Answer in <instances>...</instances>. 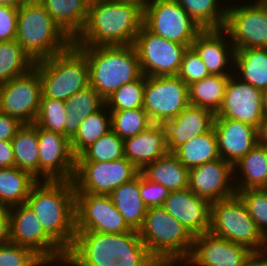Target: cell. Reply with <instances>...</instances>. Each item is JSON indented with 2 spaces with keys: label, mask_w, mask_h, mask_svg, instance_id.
I'll return each instance as SVG.
<instances>
[{
  "label": "cell",
  "mask_w": 267,
  "mask_h": 266,
  "mask_svg": "<svg viewBox=\"0 0 267 266\" xmlns=\"http://www.w3.org/2000/svg\"><path fill=\"white\" fill-rule=\"evenodd\" d=\"M143 25V10L131 3L91 0L76 47L133 45Z\"/></svg>",
  "instance_id": "obj_1"
},
{
  "label": "cell",
  "mask_w": 267,
  "mask_h": 266,
  "mask_svg": "<svg viewBox=\"0 0 267 266\" xmlns=\"http://www.w3.org/2000/svg\"><path fill=\"white\" fill-rule=\"evenodd\" d=\"M26 204L44 231L67 252L75 239V187L73 181L40 180L31 189Z\"/></svg>",
  "instance_id": "obj_2"
},
{
  "label": "cell",
  "mask_w": 267,
  "mask_h": 266,
  "mask_svg": "<svg viewBox=\"0 0 267 266\" xmlns=\"http://www.w3.org/2000/svg\"><path fill=\"white\" fill-rule=\"evenodd\" d=\"M15 40L34 62L62 53L73 44L39 0H26L18 8Z\"/></svg>",
  "instance_id": "obj_3"
},
{
  "label": "cell",
  "mask_w": 267,
  "mask_h": 266,
  "mask_svg": "<svg viewBox=\"0 0 267 266\" xmlns=\"http://www.w3.org/2000/svg\"><path fill=\"white\" fill-rule=\"evenodd\" d=\"M77 48L87 59L89 85L104 100L122 85L137 80L142 75L134 45Z\"/></svg>",
  "instance_id": "obj_4"
},
{
  "label": "cell",
  "mask_w": 267,
  "mask_h": 266,
  "mask_svg": "<svg viewBox=\"0 0 267 266\" xmlns=\"http://www.w3.org/2000/svg\"><path fill=\"white\" fill-rule=\"evenodd\" d=\"M138 233L161 266L183 263L192 252L194 237L163 207L147 209Z\"/></svg>",
  "instance_id": "obj_5"
},
{
  "label": "cell",
  "mask_w": 267,
  "mask_h": 266,
  "mask_svg": "<svg viewBox=\"0 0 267 266\" xmlns=\"http://www.w3.org/2000/svg\"><path fill=\"white\" fill-rule=\"evenodd\" d=\"M151 255L138 231L126 233L76 232L64 264L110 266L119 256Z\"/></svg>",
  "instance_id": "obj_6"
},
{
  "label": "cell",
  "mask_w": 267,
  "mask_h": 266,
  "mask_svg": "<svg viewBox=\"0 0 267 266\" xmlns=\"http://www.w3.org/2000/svg\"><path fill=\"white\" fill-rule=\"evenodd\" d=\"M41 82L42 96L66 101L89 86L86 56L72 44L67 50L34 63Z\"/></svg>",
  "instance_id": "obj_7"
},
{
  "label": "cell",
  "mask_w": 267,
  "mask_h": 266,
  "mask_svg": "<svg viewBox=\"0 0 267 266\" xmlns=\"http://www.w3.org/2000/svg\"><path fill=\"white\" fill-rule=\"evenodd\" d=\"M209 232L245 246L254 254L267 252V239L259 231L237 194L211 203Z\"/></svg>",
  "instance_id": "obj_8"
},
{
  "label": "cell",
  "mask_w": 267,
  "mask_h": 266,
  "mask_svg": "<svg viewBox=\"0 0 267 266\" xmlns=\"http://www.w3.org/2000/svg\"><path fill=\"white\" fill-rule=\"evenodd\" d=\"M143 25L150 32L188 48L203 30L175 0H150L143 10Z\"/></svg>",
  "instance_id": "obj_9"
},
{
  "label": "cell",
  "mask_w": 267,
  "mask_h": 266,
  "mask_svg": "<svg viewBox=\"0 0 267 266\" xmlns=\"http://www.w3.org/2000/svg\"><path fill=\"white\" fill-rule=\"evenodd\" d=\"M9 214L10 242L30 248L48 265L65 262L66 252L44 231L26 203L9 207Z\"/></svg>",
  "instance_id": "obj_10"
},
{
  "label": "cell",
  "mask_w": 267,
  "mask_h": 266,
  "mask_svg": "<svg viewBox=\"0 0 267 266\" xmlns=\"http://www.w3.org/2000/svg\"><path fill=\"white\" fill-rule=\"evenodd\" d=\"M138 168L125 157L110 162L76 161L73 184L75 193L109 195L139 174Z\"/></svg>",
  "instance_id": "obj_11"
},
{
  "label": "cell",
  "mask_w": 267,
  "mask_h": 266,
  "mask_svg": "<svg viewBox=\"0 0 267 266\" xmlns=\"http://www.w3.org/2000/svg\"><path fill=\"white\" fill-rule=\"evenodd\" d=\"M188 105V86L178 76H146L143 109L152 124L164 125Z\"/></svg>",
  "instance_id": "obj_12"
},
{
  "label": "cell",
  "mask_w": 267,
  "mask_h": 266,
  "mask_svg": "<svg viewBox=\"0 0 267 266\" xmlns=\"http://www.w3.org/2000/svg\"><path fill=\"white\" fill-rule=\"evenodd\" d=\"M133 45L142 74L152 77L177 76L183 55L188 49L186 45L168 41L150 32L144 25Z\"/></svg>",
  "instance_id": "obj_13"
},
{
  "label": "cell",
  "mask_w": 267,
  "mask_h": 266,
  "mask_svg": "<svg viewBox=\"0 0 267 266\" xmlns=\"http://www.w3.org/2000/svg\"><path fill=\"white\" fill-rule=\"evenodd\" d=\"M75 231L126 233L132 229L109 195L75 193Z\"/></svg>",
  "instance_id": "obj_14"
},
{
  "label": "cell",
  "mask_w": 267,
  "mask_h": 266,
  "mask_svg": "<svg viewBox=\"0 0 267 266\" xmlns=\"http://www.w3.org/2000/svg\"><path fill=\"white\" fill-rule=\"evenodd\" d=\"M42 91L38 71L32 68L27 74L0 85V112L33 124L38 115Z\"/></svg>",
  "instance_id": "obj_15"
},
{
  "label": "cell",
  "mask_w": 267,
  "mask_h": 266,
  "mask_svg": "<svg viewBox=\"0 0 267 266\" xmlns=\"http://www.w3.org/2000/svg\"><path fill=\"white\" fill-rule=\"evenodd\" d=\"M254 3L227 6L223 29L228 33L235 49L267 48V7L261 0Z\"/></svg>",
  "instance_id": "obj_16"
},
{
  "label": "cell",
  "mask_w": 267,
  "mask_h": 266,
  "mask_svg": "<svg viewBox=\"0 0 267 266\" xmlns=\"http://www.w3.org/2000/svg\"><path fill=\"white\" fill-rule=\"evenodd\" d=\"M39 145L40 181H72L75 174L76 157L73 155L70 140L56 132L37 126Z\"/></svg>",
  "instance_id": "obj_17"
},
{
  "label": "cell",
  "mask_w": 267,
  "mask_h": 266,
  "mask_svg": "<svg viewBox=\"0 0 267 266\" xmlns=\"http://www.w3.org/2000/svg\"><path fill=\"white\" fill-rule=\"evenodd\" d=\"M253 254L247 247L208 231L194 237L192 252L185 262L192 266H244Z\"/></svg>",
  "instance_id": "obj_18"
},
{
  "label": "cell",
  "mask_w": 267,
  "mask_h": 266,
  "mask_svg": "<svg viewBox=\"0 0 267 266\" xmlns=\"http://www.w3.org/2000/svg\"><path fill=\"white\" fill-rule=\"evenodd\" d=\"M229 76L221 108L215 116L238 120L257 128L264 116L262 90Z\"/></svg>",
  "instance_id": "obj_19"
},
{
  "label": "cell",
  "mask_w": 267,
  "mask_h": 266,
  "mask_svg": "<svg viewBox=\"0 0 267 266\" xmlns=\"http://www.w3.org/2000/svg\"><path fill=\"white\" fill-rule=\"evenodd\" d=\"M232 173L233 165L222 158L204 163L189 170L188 189L210 203L230 198L237 193Z\"/></svg>",
  "instance_id": "obj_20"
},
{
  "label": "cell",
  "mask_w": 267,
  "mask_h": 266,
  "mask_svg": "<svg viewBox=\"0 0 267 266\" xmlns=\"http://www.w3.org/2000/svg\"><path fill=\"white\" fill-rule=\"evenodd\" d=\"M163 208L179 221L193 237L209 231L211 203L198 197L188 188L170 191Z\"/></svg>",
  "instance_id": "obj_21"
},
{
  "label": "cell",
  "mask_w": 267,
  "mask_h": 266,
  "mask_svg": "<svg viewBox=\"0 0 267 266\" xmlns=\"http://www.w3.org/2000/svg\"><path fill=\"white\" fill-rule=\"evenodd\" d=\"M213 128L221 158L232 165L258 144L257 128L247 123L215 116Z\"/></svg>",
  "instance_id": "obj_22"
},
{
  "label": "cell",
  "mask_w": 267,
  "mask_h": 266,
  "mask_svg": "<svg viewBox=\"0 0 267 266\" xmlns=\"http://www.w3.org/2000/svg\"><path fill=\"white\" fill-rule=\"evenodd\" d=\"M215 115L209 109L189 104L174 119L168 120L164 124L168 151L173 153L188 140L210 131L214 126Z\"/></svg>",
  "instance_id": "obj_23"
},
{
  "label": "cell",
  "mask_w": 267,
  "mask_h": 266,
  "mask_svg": "<svg viewBox=\"0 0 267 266\" xmlns=\"http://www.w3.org/2000/svg\"><path fill=\"white\" fill-rule=\"evenodd\" d=\"M223 36L229 37L224 29H204L196 36L191 45L211 75H233L226 72L225 68L228 66L227 64L234 62L235 48L233 44H228Z\"/></svg>",
  "instance_id": "obj_24"
},
{
  "label": "cell",
  "mask_w": 267,
  "mask_h": 266,
  "mask_svg": "<svg viewBox=\"0 0 267 266\" xmlns=\"http://www.w3.org/2000/svg\"><path fill=\"white\" fill-rule=\"evenodd\" d=\"M169 153L167 148L166 127L152 124L141 133L124 139V155L139 171L147 164Z\"/></svg>",
  "instance_id": "obj_25"
},
{
  "label": "cell",
  "mask_w": 267,
  "mask_h": 266,
  "mask_svg": "<svg viewBox=\"0 0 267 266\" xmlns=\"http://www.w3.org/2000/svg\"><path fill=\"white\" fill-rule=\"evenodd\" d=\"M53 20L74 40L83 30L91 0H39Z\"/></svg>",
  "instance_id": "obj_26"
},
{
  "label": "cell",
  "mask_w": 267,
  "mask_h": 266,
  "mask_svg": "<svg viewBox=\"0 0 267 266\" xmlns=\"http://www.w3.org/2000/svg\"><path fill=\"white\" fill-rule=\"evenodd\" d=\"M109 196L127 225L138 231L148 209L140 196V172L131 181L114 189Z\"/></svg>",
  "instance_id": "obj_27"
},
{
  "label": "cell",
  "mask_w": 267,
  "mask_h": 266,
  "mask_svg": "<svg viewBox=\"0 0 267 266\" xmlns=\"http://www.w3.org/2000/svg\"><path fill=\"white\" fill-rule=\"evenodd\" d=\"M140 172L148 180L161 184L169 191H180L188 188L189 169L173 153L169 152L147 164Z\"/></svg>",
  "instance_id": "obj_28"
},
{
  "label": "cell",
  "mask_w": 267,
  "mask_h": 266,
  "mask_svg": "<svg viewBox=\"0 0 267 266\" xmlns=\"http://www.w3.org/2000/svg\"><path fill=\"white\" fill-rule=\"evenodd\" d=\"M233 168L234 175L238 168L242 174L239 176L237 173L242 179L235 185L236 191L267 188V146L257 144Z\"/></svg>",
  "instance_id": "obj_29"
},
{
  "label": "cell",
  "mask_w": 267,
  "mask_h": 266,
  "mask_svg": "<svg viewBox=\"0 0 267 266\" xmlns=\"http://www.w3.org/2000/svg\"><path fill=\"white\" fill-rule=\"evenodd\" d=\"M104 105L105 100L90 85L74 93L65 101L68 120L64 125V136L70 140L77 132L80 122Z\"/></svg>",
  "instance_id": "obj_30"
},
{
  "label": "cell",
  "mask_w": 267,
  "mask_h": 266,
  "mask_svg": "<svg viewBox=\"0 0 267 266\" xmlns=\"http://www.w3.org/2000/svg\"><path fill=\"white\" fill-rule=\"evenodd\" d=\"M233 64L241 81L260 90L267 88V48L235 49Z\"/></svg>",
  "instance_id": "obj_31"
},
{
  "label": "cell",
  "mask_w": 267,
  "mask_h": 266,
  "mask_svg": "<svg viewBox=\"0 0 267 266\" xmlns=\"http://www.w3.org/2000/svg\"><path fill=\"white\" fill-rule=\"evenodd\" d=\"M38 180L16 166L0 168V205L12 207L25 204Z\"/></svg>",
  "instance_id": "obj_32"
},
{
  "label": "cell",
  "mask_w": 267,
  "mask_h": 266,
  "mask_svg": "<svg viewBox=\"0 0 267 266\" xmlns=\"http://www.w3.org/2000/svg\"><path fill=\"white\" fill-rule=\"evenodd\" d=\"M15 166L39 181V145L37 125L23 124L11 140Z\"/></svg>",
  "instance_id": "obj_33"
},
{
  "label": "cell",
  "mask_w": 267,
  "mask_h": 266,
  "mask_svg": "<svg viewBox=\"0 0 267 266\" xmlns=\"http://www.w3.org/2000/svg\"><path fill=\"white\" fill-rule=\"evenodd\" d=\"M173 154L189 170L221 158L214 128L180 145Z\"/></svg>",
  "instance_id": "obj_34"
},
{
  "label": "cell",
  "mask_w": 267,
  "mask_h": 266,
  "mask_svg": "<svg viewBox=\"0 0 267 266\" xmlns=\"http://www.w3.org/2000/svg\"><path fill=\"white\" fill-rule=\"evenodd\" d=\"M229 76L208 75L188 86L189 104L211 110L215 114L222 106Z\"/></svg>",
  "instance_id": "obj_35"
},
{
  "label": "cell",
  "mask_w": 267,
  "mask_h": 266,
  "mask_svg": "<svg viewBox=\"0 0 267 266\" xmlns=\"http://www.w3.org/2000/svg\"><path fill=\"white\" fill-rule=\"evenodd\" d=\"M104 107L106 105L81 121L77 132L70 139L71 151L75 157L102 135L112 130L110 112H108L109 116L106 115L107 113L102 110Z\"/></svg>",
  "instance_id": "obj_36"
},
{
  "label": "cell",
  "mask_w": 267,
  "mask_h": 266,
  "mask_svg": "<svg viewBox=\"0 0 267 266\" xmlns=\"http://www.w3.org/2000/svg\"><path fill=\"white\" fill-rule=\"evenodd\" d=\"M34 63L16 40L0 42V85L27 74Z\"/></svg>",
  "instance_id": "obj_37"
},
{
  "label": "cell",
  "mask_w": 267,
  "mask_h": 266,
  "mask_svg": "<svg viewBox=\"0 0 267 266\" xmlns=\"http://www.w3.org/2000/svg\"><path fill=\"white\" fill-rule=\"evenodd\" d=\"M204 29H223L227 7L220 6L219 0H175Z\"/></svg>",
  "instance_id": "obj_38"
},
{
  "label": "cell",
  "mask_w": 267,
  "mask_h": 266,
  "mask_svg": "<svg viewBox=\"0 0 267 266\" xmlns=\"http://www.w3.org/2000/svg\"><path fill=\"white\" fill-rule=\"evenodd\" d=\"M123 157H125L124 140L113 130H110L85 148L76 157V161L110 162L122 159Z\"/></svg>",
  "instance_id": "obj_39"
},
{
  "label": "cell",
  "mask_w": 267,
  "mask_h": 266,
  "mask_svg": "<svg viewBox=\"0 0 267 266\" xmlns=\"http://www.w3.org/2000/svg\"><path fill=\"white\" fill-rule=\"evenodd\" d=\"M146 76L141 75L137 80L122 85L105 100L104 110L121 111L143 108ZM109 107V108H108Z\"/></svg>",
  "instance_id": "obj_40"
},
{
  "label": "cell",
  "mask_w": 267,
  "mask_h": 266,
  "mask_svg": "<svg viewBox=\"0 0 267 266\" xmlns=\"http://www.w3.org/2000/svg\"><path fill=\"white\" fill-rule=\"evenodd\" d=\"M109 112L112 130L123 140L141 133L152 125L143 108Z\"/></svg>",
  "instance_id": "obj_41"
},
{
  "label": "cell",
  "mask_w": 267,
  "mask_h": 266,
  "mask_svg": "<svg viewBox=\"0 0 267 266\" xmlns=\"http://www.w3.org/2000/svg\"><path fill=\"white\" fill-rule=\"evenodd\" d=\"M67 120L65 101L41 97L38 115L33 124L64 135V125Z\"/></svg>",
  "instance_id": "obj_42"
},
{
  "label": "cell",
  "mask_w": 267,
  "mask_h": 266,
  "mask_svg": "<svg viewBox=\"0 0 267 266\" xmlns=\"http://www.w3.org/2000/svg\"><path fill=\"white\" fill-rule=\"evenodd\" d=\"M251 219L267 239V188L236 191Z\"/></svg>",
  "instance_id": "obj_43"
},
{
  "label": "cell",
  "mask_w": 267,
  "mask_h": 266,
  "mask_svg": "<svg viewBox=\"0 0 267 266\" xmlns=\"http://www.w3.org/2000/svg\"><path fill=\"white\" fill-rule=\"evenodd\" d=\"M0 266H47L30 248L8 242L0 245Z\"/></svg>",
  "instance_id": "obj_44"
},
{
  "label": "cell",
  "mask_w": 267,
  "mask_h": 266,
  "mask_svg": "<svg viewBox=\"0 0 267 266\" xmlns=\"http://www.w3.org/2000/svg\"><path fill=\"white\" fill-rule=\"evenodd\" d=\"M208 75L210 74L200 56L192 47H189L183 55L177 76L189 86Z\"/></svg>",
  "instance_id": "obj_45"
},
{
  "label": "cell",
  "mask_w": 267,
  "mask_h": 266,
  "mask_svg": "<svg viewBox=\"0 0 267 266\" xmlns=\"http://www.w3.org/2000/svg\"><path fill=\"white\" fill-rule=\"evenodd\" d=\"M170 191L159 183L148 180L140 172V196L147 208L163 207Z\"/></svg>",
  "instance_id": "obj_46"
},
{
  "label": "cell",
  "mask_w": 267,
  "mask_h": 266,
  "mask_svg": "<svg viewBox=\"0 0 267 266\" xmlns=\"http://www.w3.org/2000/svg\"><path fill=\"white\" fill-rule=\"evenodd\" d=\"M18 8L0 5V42L16 37Z\"/></svg>",
  "instance_id": "obj_47"
},
{
  "label": "cell",
  "mask_w": 267,
  "mask_h": 266,
  "mask_svg": "<svg viewBox=\"0 0 267 266\" xmlns=\"http://www.w3.org/2000/svg\"><path fill=\"white\" fill-rule=\"evenodd\" d=\"M110 266H161L152 255L119 256Z\"/></svg>",
  "instance_id": "obj_48"
},
{
  "label": "cell",
  "mask_w": 267,
  "mask_h": 266,
  "mask_svg": "<svg viewBox=\"0 0 267 266\" xmlns=\"http://www.w3.org/2000/svg\"><path fill=\"white\" fill-rule=\"evenodd\" d=\"M22 126L18 119L0 112V141H11Z\"/></svg>",
  "instance_id": "obj_49"
},
{
  "label": "cell",
  "mask_w": 267,
  "mask_h": 266,
  "mask_svg": "<svg viewBox=\"0 0 267 266\" xmlns=\"http://www.w3.org/2000/svg\"><path fill=\"white\" fill-rule=\"evenodd\" d=\"M10 242L9 207L0 205V245Z\"/></svg>",
  "instance_id": "obj_50"
},
{
  "label": "cell",
  "mask_w": 267,
  "mask_h": 266,
  "mask_svg": "<svg viewBox=\"0 0 267 266\" xmlns=\"http://www.w3.org/2000/svg\"><path fill=\"white\" fill-rule=\"evenodd\" d=\"M15 166L11 141H0V168Z\"/></svg>",
  "instance_id": "obj_51"
},
{
  "label": "cell",
  "mask_w": 267,
  "mask_h": 266,
  "mask_svg": "<svg viewBox=\"0 0 267 266\" xmlns=\"http://www.w3.org/2000/svg\"><path fill=\"white\" fill-rule=\"evenodd\" d=\"M258 144L267 146V115H264L257 129Z\"/></svg>",
  "instance_id": "obj_52"
},
{
  "label": "cell",
  "mask_w": 267,
  "mask_h": 266,
  "mask_svg": "<svg viewBox=\"0 0 267 266\" xmlns=\"http://www.w3.org/2000/svg\"><path fill=\"white\" fill-rule=\"evenodd\" d=\"M244 266H267V252L261 254H253Z\"/></svg>",
  "instance_id": "obj_53"
},
{
  "label": "cell",
  "mask_w": 267,
  "mask_h": 266,
  "mask_svg": "<svg viewBox=\"0 0 267 266\" xmlns=\"http://www.w3.org/2000/svg\"><path fill=\"white\" fill-rule=\"evenodd\" d=\"M116 2H123V3H131L134 5H137L140 7L142 10H144L147 5L149 4L150 0H112Z\"/></svg>",
  "instance_id": "obj_54"
},
{
  "label": "cell",
  "mask_w": 267,
  "mask_h": 266,
  "mask_svg": "<svg viewBox=\"0 0 267 266\" xmlns=\"http://www.w3.org/2000/svg\"><path fill=\"white\" fill-rule=\"evenodd\" d=\"M26 0H0V5L19 8Z\"/></svg>",
  "instance_id": "obj_55"
},
{
  "label": "cell",
  "mask_w": 267,
  "mask_h": 266,
  "mask_svg": "<svg viewBox=\"0 0 267 266\" xmlns=\"http://www.w3.org/2000/svg\"><path fill=\"white\" fill-rule=\"evenodd\" d=\"M262 107L264 115H267V88L262 90Z\"/></svg>",
  "instance_id": "obj_56"
},
{
  "label": "cell",
  "mask_w": 267,
  "mask_h": 266,
  "mask_svg": "<svg viewBox=\"0 0 267 266\" xmlns=\"http://www.w3.org/2000/svg\"><path fill=\"white\" fill-rule=\"evenodd\" d=\"M261 2L267 7V0H261Z\"/></svg>",
  "instance_id": "obj_57"
}]
</instances>
